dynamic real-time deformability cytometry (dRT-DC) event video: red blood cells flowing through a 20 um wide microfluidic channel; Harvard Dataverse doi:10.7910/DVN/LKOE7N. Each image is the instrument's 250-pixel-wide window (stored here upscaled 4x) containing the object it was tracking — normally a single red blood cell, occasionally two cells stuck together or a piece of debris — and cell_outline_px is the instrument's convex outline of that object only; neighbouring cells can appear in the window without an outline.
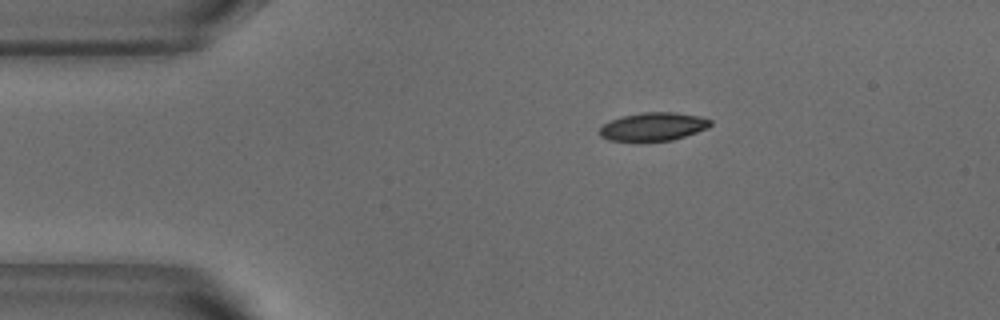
{"species": "common noctule bat (a hibernating species)", "species_latin": "Nyctalus noctula", "temperature_condition": "warm", "stored_images_in_passage": 32, "camera_frame_rate_fps": 3000, "um_per_image_px": 0.085, "animal": {"sex": "male", "body_mass_g": 18.8}, "frame": {"image": 1, "passage_image": 1, "time_ms": 0.0, "image_size_px": [1000, 320], "cell_outline_px": [[712, 124], [708, 128], [672, 140], [608, 140], [600, 136], [600, 128], [608, 120], [624, 116], [644, 112], [676, 112], [700, 116], [712, 120]], "centroid_in_image_um": [55.55, 10.74], "position_along_channel_um": 29.5, "area_um2": 18.03}}
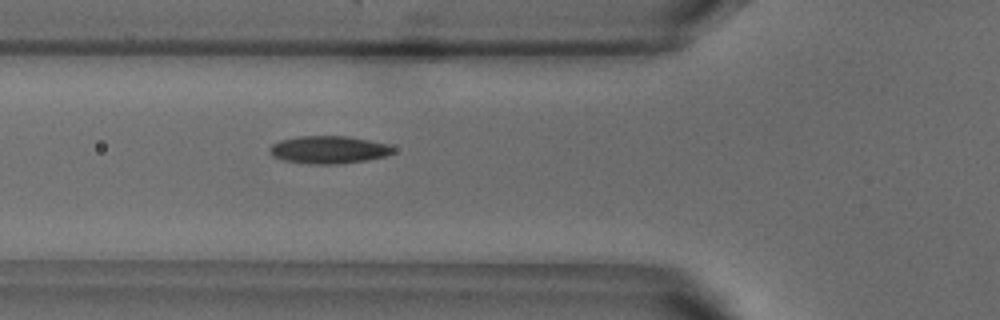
{"frame": {"image": 2, "passage_image": 10, "time_ms": 3.0, "image_size_px": [1000, 320], "cell_outline_px": [[396, 148], [392, 152], [384, 156], [364, 160], [336, 164], [316, 164], [284, 160], [272, 156], [268, 152], [268, 148], [272, 144], [280, 140], [300, 136], [348, 136], [388, 144]], "centroid_in_image_um": [27.9, 12.71], "position_along_channel_um": 97.9, "area_um2": 19.71}}
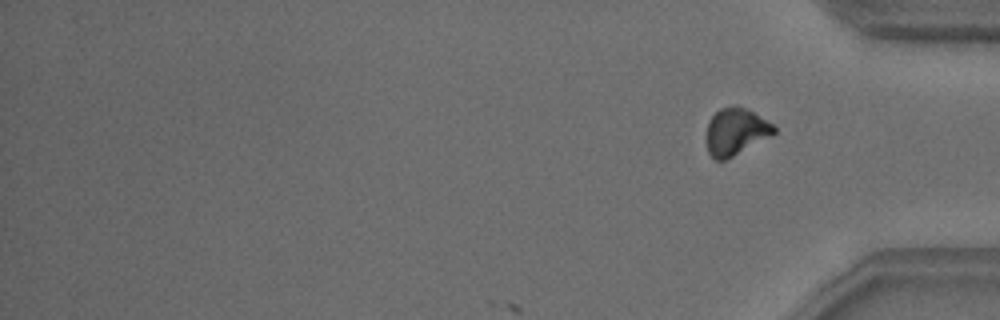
{"frame": {"image": 3, "passage_image": 32, "time_ms": 10.333, "image_size_px": [1000, 320], "cell_outline_px": [[776, 132], [772, 136], [724, 160], [716, 160], [708, 152], [704, 140], [704, 136], [708, 120], [720, 108], [732, 104], [736, 104], [752, 112], [772, 124], [776, 128]], "centroid_in_image_um": [62.48, 11.18], "position_along_channel_um": 372.7, "area_um2": 18.73}, "authors_computed_cell_mechanics": {"area_um2": 19.1896, "velocity_mm_per_s": 3.7962, "shape_relaxation_time_tau1_ms": 5.0736, "shape_relaxation_time_tau2_ms": 4.6038, "deformation_change_tau1": 0.1371, "deformation_change_tau2": 0.0973}}